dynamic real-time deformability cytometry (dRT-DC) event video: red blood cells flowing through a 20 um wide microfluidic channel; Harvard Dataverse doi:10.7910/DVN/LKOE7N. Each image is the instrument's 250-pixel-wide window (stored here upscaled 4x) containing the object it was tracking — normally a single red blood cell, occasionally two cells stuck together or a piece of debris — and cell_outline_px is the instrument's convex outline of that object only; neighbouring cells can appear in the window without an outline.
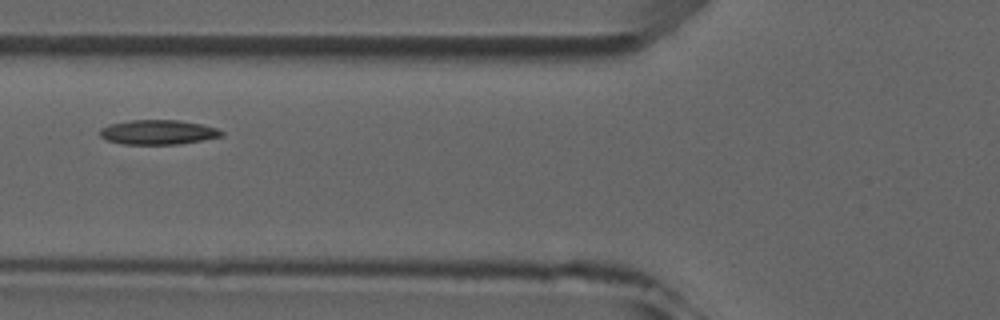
{"species": "common noctule bat (a hibernating species)", "species_latin": "Nyctalus noctula", "temperature_condition": "room temperature", "stored_images_in_passage": 5, "camera_frame_rate_fps": 3000, "um_per_image_px": 0.085, "animal": {"sex": "male", "forearm_length_mm": 52.5}, "frame": {"image": 1, "passage_image": 5, "time_ms": 4.667, "image_size_px": [1000, 320], "cell_outline_px": [[224, 136], [180, 144], [120, 144], [104, 140], [96, 132], [100, 128], [108, 124], [132, 120], [176, 120], [200, 124], [216, 128], [224, 132]], "centroid_in_image_um": [13.36, 11.24], "position_along_channel_um": 112.4, "area_um2": 17.63}}